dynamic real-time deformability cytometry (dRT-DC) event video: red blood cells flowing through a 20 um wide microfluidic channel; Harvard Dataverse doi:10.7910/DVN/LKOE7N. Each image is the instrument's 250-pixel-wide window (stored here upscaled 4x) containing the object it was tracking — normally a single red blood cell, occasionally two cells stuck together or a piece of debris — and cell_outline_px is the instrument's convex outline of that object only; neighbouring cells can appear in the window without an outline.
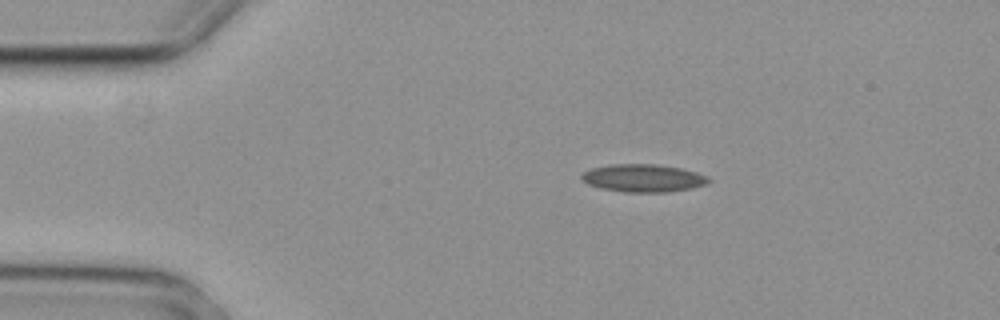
{"species": "common noctule bat (a hibernating species)", "species_latin": "Nyctalus noctula", "temperature_condition": "cold", "stored_images_in_passage": 3, "segment_of_instrument_passage": [1, 2], "camera_frame_rate_fps": 3000, "um_per_image_px": 0.085, "animal": {"sex": "female", "body_mass_g": 29.2, "forearm_length_mm": 56.3}, "frame": {"image": 1, "passage_image": 1, "time_ms": 0.0, "image_size_px": [1000, 320], "cell_outline_px": [[712, 180], [704, 184], [692, 188], [668, 192], [624, 192], [600, 188], [588, 184], [580, 176], [584, 172], [592, 168], [612, 164], [656, 164], [680, 168], [696, 172], [708, 176]], "centroid_in_image_um": [54.69, 15.14], "position_along_channel_um": 30.3, "area_um2": 20.46}}